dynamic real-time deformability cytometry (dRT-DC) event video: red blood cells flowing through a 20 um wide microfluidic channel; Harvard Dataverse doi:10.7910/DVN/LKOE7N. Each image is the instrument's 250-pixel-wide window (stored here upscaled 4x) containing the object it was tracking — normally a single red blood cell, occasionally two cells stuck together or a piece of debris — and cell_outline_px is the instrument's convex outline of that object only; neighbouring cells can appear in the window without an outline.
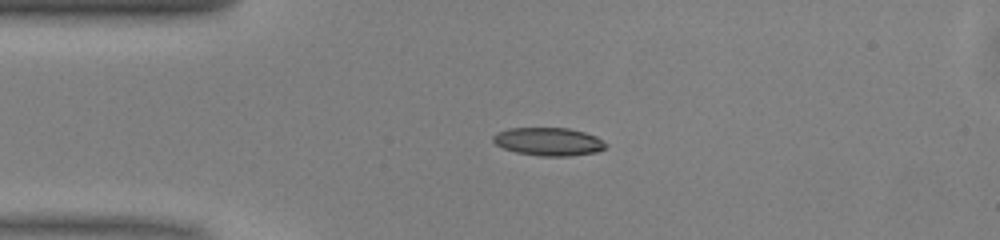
{"species": "common noctule bat (a hibernating species)", "species_latin": "Nyctalus noctula", "temperature_condition": "warm", "stored_images_in_passage": 40, "camera_frame_rate_fps": 3000, "um_per_image_px": 0.085, "animal": {"sex": "male", "body_mass_g": 13.0, "forearm_length_mm": 53.1}, "frame": {"image": 1, "passage_image": 1, "time_ms": 0.0, "image_size_px": [1000, 240], "cell_outline_px": [[608, 148], [596, 152], [568, 156], [540, 156], [516, 152], [504, 148], [496, 144], [492, 140], [492, 136], [496, 132], [508, 128], [568, 128], [584, 132], [596, 136], [608, 144]], "centroid_in_image_um": [46.64, 12.03], "position_along_channel_um": 38.4, "area_um2": 18.55}}
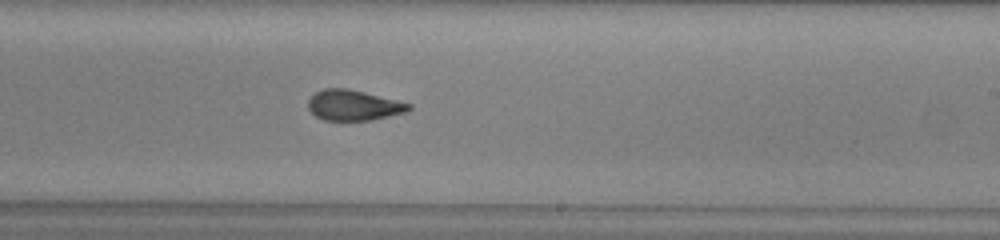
{"frame": {"image": 2, "passage_image": 19, "time_ms": 6.0, "image_size_px": [1000, 240], "cell_outline_px": [[412, 108], [408, 112], [372, 120], [324, 120], [316, 116], [308, 108], [308, 100], [316, 92], [324, 88], [344, 88], [364, 92], [412, 104]], "centroid_in_image_um": [30.07, 8.95], "position_along_channel_um": 258.9, "area_um2": 17.8}}
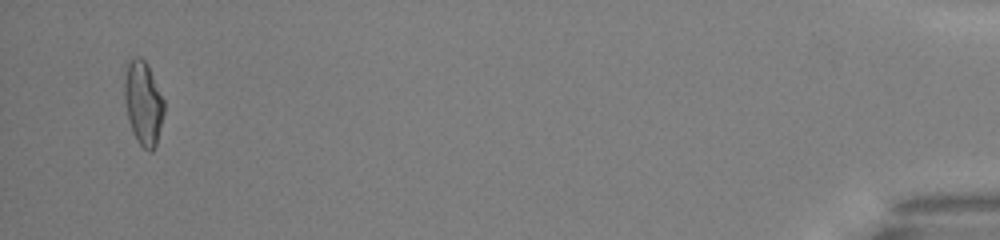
{"frame": {"image": 3, "passage_image": 38, "time_ms": 12.333, "image_size_px": [1000, 240], "cell_outline_px": [[164, 112], [156, 144], [152, 152], [148, 152], [136, 140], [132, 132], [128, 120], [124, 100], [124, 64], [132, 56], [140, 56], [148, 64], [164, 100]], "centroid_in_image_um": [12.14, 8.7], "position_along_channel_um": 423.1, "area_um2": 19.83}, "authors_computed_cell_mechanics": {"area_um2": 18.7272, "velocity_mm_per_s": 4.0781, "shape_relaxation_time_tau1_ms": 5.8542, "shape_relaxation_time_tau2_ms": 1.821, "deformation_change_tau1": 0.1934, "deformation_change_tau2": 0.0949}}